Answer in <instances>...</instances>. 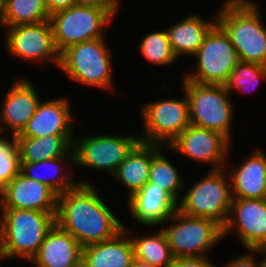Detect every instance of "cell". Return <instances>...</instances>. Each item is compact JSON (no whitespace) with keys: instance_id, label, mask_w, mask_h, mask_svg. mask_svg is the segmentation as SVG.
<instances>
[{"instance_id":"484cf974","label":"cell","mask_w":266,"mask_h":267,"mask_svg":"<svg viewBox=\"0 0 266 267\" xmlns=\"http://www.w3.org/2000/svg\"><path fill=\"white\" fill-rule=\"evenodd\" d=\"M153 236H136L131 239L135 258L158 267H168L174 261L165 233L161 231Z\"/></svg>"},{"instance_id":"d4e9b609","label":"cell","mask_w":266,"mask_h":267,"mask_svg":"<svg viewBox=\"0 0 266 267\" xmlns=\"http://www.w3.org/2000/svg\"><path fill=\"white\" fill-rule=\"evenodd\" d=\"M65 160L67 161L66 163H70L71 161L72 162L70 164L74 163L73 149L65 156L57 157V158L50 159V160L39 161V162H20V172L30 179H34L38 182L48 185L51 189H53L59 195L68 190L73 189L80 183V181L75 182V180H72L71 176L68 175V173H64L65 171H63L62 169L63 167L60 166V164L62 162H65ZM45 166L46 168L48 167V170H49V167L52 166L53 169L51 168L49 171L50 172L53 171L55 176L52 177L50 175L51 173H48L47 176H43L39 173L38 175L36 174L37 172L34 173L36 169L38 170V168H42ZM49 175L52 178L49 177Z\"/></svg>"},{"instance_id":"7402d4cb","label":"cell","mask_w":266,"mask_h":267,"mask_svg":"<svg viewBox=\"0 0 266 267\" xmlns=\"http://www.w3.org/2000/svg\"><path fill=\"white\" fill-rule=\"evenodd\" d=\"M162 146L140 141L119 165L114 176L128 188L127 199L148 182L152 157Z\"/></svg>"},{"instance_id":"7a4b0ae2","label":"cell","mask_w":266,"mask_h":267,"mask_svg":"<svg viewBox=\"0 0 266 267\" xmlns=\"http://www.w3.org/2000/svg\"><path fill=\"white\" fill-rule=\"evenodd\" d=\"M217 22L228 33L240 61L266 66V27L256 2L225 0Z\"/></svg>"},{"instance_id":"d6986e66","label":"cell","mask_w":266,"mask_h":267,"mask_svg":"<svg viewBox=\"0 0 266 267\" xmlns=\"http://www.w3.org/2000/svg\"><path fill=\"white\" fill-rule=\"evenodd\" d=\"M82 246L56 223L29 262L36 267H81Z\"/></svg>"},{"instance_id":"f35d334b","label":"cell","mask_w":266,"mask_h":267,"mask_svg":"<svg viewBox=\"0 0 266 267\" xmlns=\"http://www.w3.org/2000/svg\"><path fill=\"white\" fill-rule=\"evenodd\" d=\"M6 259V256H5V253H4V251H3V249H2V247H1V245H0V260L1 259Z\"/></svg>"},{"instance_id":"e575fe53","label":"cell","mask_w":266,"mask_h":267,"mask_svg":"<svg viewBox=\"0 0 266 267\" xmlns=\"http://www.w3.org/2000/svg\"><path fill=\"white\" fill-rule=\"evenodd\" d=\"M44 3L50 14L70 6L77 5L76 0H44Z\"/></svg>"},{"instance_id":"8d00e7d4","label":"cell","mask_w":266,"mask_h":267,"mask_svg":"<svg viewBox=\"0 0 266 267\" xmlns=\"http://www.w3.org/2000/svg\"><path fill=\"white\" fill-rule=\"evenodd\" d=\"M250 252H253L254 253H258V254H262V255H265L264 256V262H265V265H266V245L264 246H261L259 249H249Z\"/></svg>"},{"instance_id":"30bf717a","label":"cell","mask_w":266,"mask_h":267,"mask_svg":"<svg viewBox=\"0 0 266 267\" xmlns=\"http://www.w3.org/2000/svg\"><path fill=\"white\" fill-rule=\"evenodd\" d=\"M141 113L145 132L139 137L144 143L169 145L190 125L187 96L152 101L142 106Z\"/></svg>"},{"instance_id":"cb8c5ba5","label":"cell","mask_w":266,"mask_h":267,"mask_svg":"<svg viewBox=\"0 0 266 267\" xmlns=\"http://www.w3.org/2000/svg\"><path fill=\"white\" fill-rule=\"evenodd\" d=\"M15 139L20 162H39L67 155L73 149L75 138L72 135H48Z\"/></svg>"},{"instance_id":"f546056e","label":"cell","mask_w":266,"mask_h":267,"mask_svg":"<svg viewBox=\"0 0 266 267\" xmlns=\"http://www.w3.org/2000/svg\"><path fill=\"white\" fill-rule=\"evenodd\" d=\"M263 78H266V66L239 60L236 67L230 73L225 87L229 94L233 88L241 92H247L248 87H256L257 82H260Z\"/></svg>"},{"instance_id":"44dd1931","label":"cell","mask_w":266,"mask_h":267,"mask_svg":"<svg viewBox=\"0 0 266 267\" xmlns=\"http://www.w3.org/2000/svg\"><path fill=\"white\" fill-rule=\"evenodd\" d=\"M230 172L233 198H266V155L262 150H254L250 158Z\"/></svg>"},{"instance_id":"f1b7e54d","label":"cell","mask_w":266,"mask_h":267,"mask_svg":"<svg viewBox=\"0 0 266 267\" xmlns=\"http://www.w3.org/2000/svg\"><path fill=\"white\" fill-rule=\"evenodd\" d=\"M139 49L146 60L156 65L170 66L178 59L172 50L167 29L145 35Z\"/></svg>"},{"instance_id":"e0dca14e","label":"cell","mask_w":266,"mask_h":267,"mask_svg":"<svg viewBox=\"0 0 266 267\" xmlns=\"http://www.w3.org/2000/svg\"><path fill=\"white\" fill-rule=\"evenodd\" d=\"M127 201L130 215L146 226L163 225L177 210V202L163 188L149 182Z\"/></svg>"},{"instance_id":"52a82bcc","label":"cell","mask_w":266,"mask_h":267,"mask_svg":"<svg viewBox=\"0 0 266 267\" xmlns=\"http://www.w3.org/2000/svg\"><path fill=\"white\" fill-rule=\"evenodd\" d=\"M99 38L73 44L60 53V64L67 77L87 86L107 89L112 87L111 57Z\"/></svg>"},{"instance_id":"4316f807","label":"cell","mask_w":266,"mask_h":267,"mask_svg":"<svg viewBox=\"0 0 266 267\" xmlns=\"http://www.w3.org/2000/svg\"><path fill=\"white\" fill-rule=\"evenodd\" d=\"M50 19L44 0H6L5 14L1 27L33 24Z\"/></svg>"},{"instance_id":"4fadbf2b","label":"cell","mask_w":266,"mask_h":267,"mask_svg":"<svg viewBox=\"0 0 266 267\" xmlns=\"http://www.w3.org/2000/svg\"><path fill=\"white\" fill-rule=\"evenodd\" d=\"M231 231H236L247 250L266 245V198H233L223 237Z\"/></svg>"},{"instance_id":"1f68e13d","label":"cell","mask_w":266,"mask_h":267,"mask_svg":"<svg viewBox=\"0 0 266 267\" xmlns=\"http://www.w3.org/2000/svg\"><path fill=\"white\" fill-rule=\"evenodd\" d=\"M168 267H217L209 261L207 256L204 257H182L174 258L173 263Z\"/></svg>"},{"instance_id":"5bb4252c","label":"cell","mask_w":266,"mask_h":267,"mask_svg":"<svg viewBox=\"0 0 266 267\" xmlns=\"http://www.w3.org/2000/svg\"><path fill=\"white\" fill-rule=\"evenodd\" d=\"M230 141L222 134L190 124L168 148L199 162L210 163L211 169L226 167ZM225 164V166H224Z\"/></svg>"},{"instance_id":"836d02e7","label":"cell","mask_w":266,"mask_h":267,"mask_svg":"<svg viewBox=\"0 0 266 267\" xmlns=\"http://www.w3.org/2000/svg\"><path fill=\"white\" fill-rule=\"evenodd\" d=\"M77 5L95 6L108 9L113 15L119 8V0H76Z\"/></svg>"},{"instance_id":"9c48e42d","label":"cell","mask_w":266,"mask_h":267,"mask_svg":"<svg viewBox=\"0 0 266 267\" xmlns=\"http://www.w3.org/2000/svg\"><path fill=\"white\" fill-rule=\"evenodd\" d=\"M175 224L162 228L175 258L204 257L223 239V227L212 219L191 217L176 210Z\"/></svg>"},{"instance_id":"ffe728a7","label":"cell","mask_w":266,"mask_h":267,"mask_svg":"<svg viewBox=\"0 0 266 267\" xmlns=\"http://www.w3.org/2000/svg\"><path fill=\"white\" fill-rule=\"evenodd\" d=\"M128 230L125 225L112 239L83 247L81 267H131L135 255Z\"/></svg>"},{"instance_id":"2e32d148","label":"cell","mask_w":266,"mask_h":267,"mask_svg":"<svg viewBox=\"0 0 266 267\" xmlns=\"http://www.w3.org/2000/svg\"><path fill=\"white\" fill-rule=\"evenodd\" d=\"M4 97L0 113V134L9 127L13 136L19 135L36 112L41 99L33 83L22 77L14 81Z\"/></svg>"},{"instance_id":"5b68a950","label":"cell","mask_w":266,"mask_h":267,"mask_svg":"<svg viewBox=\"0 0 266 267\" xmlns=\"http://www.w3.org/2000/svg\"><path fill=\"white\" fill-rule=\"evenodd\" d=\"M190 124L224 135L231 142L233 106L225 85L199 84L183 78Z\"/></svg>"},{"instance_id":"9a60e30c","label":"cell","mask_w":266,"mask_h":267,"mask_svg":"<svg viewBox=\"0 0 266 267\" xmlns=\"http://www.w3.org/2000/svg\"><path fill=\"white\" fill-rule=\"evenodd\" d=\"M58 194L19 172L1 191L0 208L57 212Z\"/></svg>"},{"instance_id":"83f0119b","label":"cell","mask_w":266,"mask_h":267,"mask_svg":"<svg viewBox=\"0 0 266 267\" xmlns=\"http://www.w3.org/2000/svg\"><path fill=\"white\" fill-rule=\"evenodd\" d=\"M159 149L152 157L148 182L163 188L176 202H179L178 192L184 187V181L178 170Z\"/></svg>"},{"instance_id":"4dcf8cb0","label":"cell","mask_w":266,"mask_h":267,"mask_svg":"<svg viewBox=\"0 0 266 267\" xmlns=\"http://www.w3.org/2000/svg\"><path fill=\"white\" fill-rule=\"evenodd\" d=\"M20 172L19 151L15 136L12 141L0 137V191Z\"/></svg>"},{"instance_id":"d590c367","label":"cell","mask_w":266,"mask_h":267,"mask_svg":"<svg viewBox=\"0 0 266 267\" xmlns=\"http://www.w3.org/2000/svg\"><path fill=\"white\" fill-rule=\"evenodd\" d=\"M131 267H158V266H155V265H152L150 263H147V262H144V261H141V260L134 258Z\"/></svg>"},{"instance_id":"7c38bea8","label":"cell","mask_w":266,"mask_h":267,"mask_svg":"<svg viewBox=\"0 0 266 267\" xmlns=\"http://www.w3.org/2000/svg\"><path fill=\"white\" fill-rule=\"evenodd\" d=\"M6 31L5 45L12 55L26 61H52L59 67L60 52L56 48L49 20L14 25L7 27Z\"/></svg>"},{"instance_id":"8992f818","label":"cell","mask_w":266,"mask_h":267,"mask_svg":"<svg viewBox=\"0 0 266 267\" xmlns=\"http://www.w3.org/2000/svg\"><path fill=\"white\" fill-rule=\"evenodd\" d=\"M113 15L108 9L73 5L50 14L54 42L61 53L67 47L99 38H105L104 32Z\"/></svg>"},{"instance_id":"6da1fadb","label":"cell","mask_w":266,"mask_h":267,"mask_svg":"<svg viewBox=\"0 0 266 267\" xmlns=\"http://www.w3.org/2000/svg\"><path fill=\"white\" fill-rule=\"evenodd\" d=\"M90 183L58 195L56 224L72 235L82 247L115 237L124 229Z\"/></svg>"},{"instance_id":"74e56055","label":"cell","mask_w":266,"mask_h":267,"mask_svg":"<svg viewBox=\"0 0 266 267\" xmlns=\"http://www.w3.org/2000/svg\"><path fill=\"white\" fill-rule=\"evenodd\" d=\"M6 0H0V26L3 24Z\"/></svg>"},{"instance_id":"ac0fdd59","label":"cell","mask_w":266,"mask_h":267,"mask_svg":"<svg viewBox=\"0 0 266 267\" xmlns=\"http://www.w3.org/2000/svg\"><path fill=\"white\" fill-rule=\"evenodd\" d=\"M69 103L63 97L39 102L36 112L15 137L39 138L48 135H75Z\"/></svg>"},{"instance_id":"ba28073f","label":"cell","mask_w":266,"mask_h":267,"mask_svg":"<svg viewBox=\"0 0 266 267\" xmlns=\"http://www.w3.org/2000/svg\"><path fill=\"white\" fill-rule=\"evenodd\" d=\"M197 68L185 79L199 84L225 85L239 59L228 33L216 22L194 55Z\"/></svg>"},{"instance_id":"3957f363","label":"cell","mask_w":266,"mask_h":267,"mask_svg":"<svg viewBox=\"0 0 266 267\" xmlns=\"http://www.w3.org/2000/svg\"><path fill=\"white\" fill-rule=\"evenodd\" d=\"M0 245L6 259L30 261L47 232L54 226L56 212L0 208Z\"/></svg>"},{"instance_id":"603a6c76","label":"cell","mask_w":266,"mask_h":267,"mask_svg":"<svg viewBox=\"0 0 266 267\" xmlns=\"http://www.w3.org/2000/svg\"><path fill=\"white\" fill-rule=\"evenodd\" d=\"M214 19V20H212ZM205 21L200 15L191 14L183 21L167 28L172 50L177 58L182 55L194 56L203 43L205 35L217 22V15Z\"/></svg>"},{"instance_id":"d6a6232c","label":"cell","mask_w":266,"mask_h":267,"mask_svg":"<svg viewBox=\"0 0 266 267\" xmlns=\"http://www.w3.org/2000/svg\"><path fill=\"white\" fill-rule=\"evenodd\" d=\"M252 253L246 254V255H242V256H238L235 258H233V260L231 262H228L226 264V267H266L264 259H261L260 262L254 260L255 258L251 256Z\"/></svg>"},{"instance_id":"8fae6325","label":"cell","mask_w":266,"mask_h":267,"mask_svg":"<svg viewBox=\"0 0 266 267\" xmlns=\"http://www.w3.org/2000/svg\"><path fill=\"white\" fill-rule=\"evenodd\" d=\"M83 138V139H82ZM73 140L74 164L115 174L140 142L139 135H96Z\"/></svg>"},{"instance_id":"277c9868","label":"cell","mask_w":266,"mask_h":267,"mask_svg":"<svg viewBox=\"0 0 266 267\" xmlns=\"http://www.w3.org/2000/svg\"><path fill=\"white\" fill-rule=\"evenodd\" d=\"M226 168V169H225ZM211 169L177 202V210L191 216L208 218L224 227L232 205V191L227 167Z\"/></svg>"}]
</instances>
